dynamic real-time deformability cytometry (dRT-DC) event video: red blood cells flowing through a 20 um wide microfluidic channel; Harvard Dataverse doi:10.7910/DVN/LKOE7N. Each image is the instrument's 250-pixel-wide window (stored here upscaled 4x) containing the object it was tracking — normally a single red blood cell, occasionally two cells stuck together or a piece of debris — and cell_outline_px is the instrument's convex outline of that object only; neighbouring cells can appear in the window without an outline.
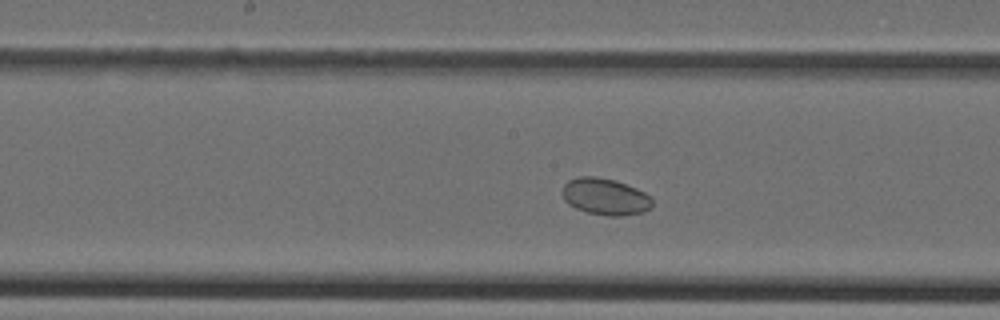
{"species": "Egyptian fruit bat (a non-hibernating species)", "species_latin": "Rousettus aegyptiacus", "temperature_condition": "cold", "stored_images_in_passage": 33, "camera_frame_rate_fps": 3000, "um_per_image_px": 0.085, "animal": {"sex": "female"}, "frame": {"image": 1, "passage_image": 10, "time_ms": 3.0, "image_size_px": [1000, 320], "cell_outline_px": [[652, 204], [644, 212], [620, 216], [608, 216], [588, 212], [576, 208], [568, 204], [564, 200], [560, 192], [564, 184], [568, 180], [580, 176], [596, 176], [616, 180], [636, 188], [644, 192], [652, 200]], "centroid_in_image_um": [51.39, 16.7], "position_along_channel_um": 196.8, "area_um2": 19.31}}